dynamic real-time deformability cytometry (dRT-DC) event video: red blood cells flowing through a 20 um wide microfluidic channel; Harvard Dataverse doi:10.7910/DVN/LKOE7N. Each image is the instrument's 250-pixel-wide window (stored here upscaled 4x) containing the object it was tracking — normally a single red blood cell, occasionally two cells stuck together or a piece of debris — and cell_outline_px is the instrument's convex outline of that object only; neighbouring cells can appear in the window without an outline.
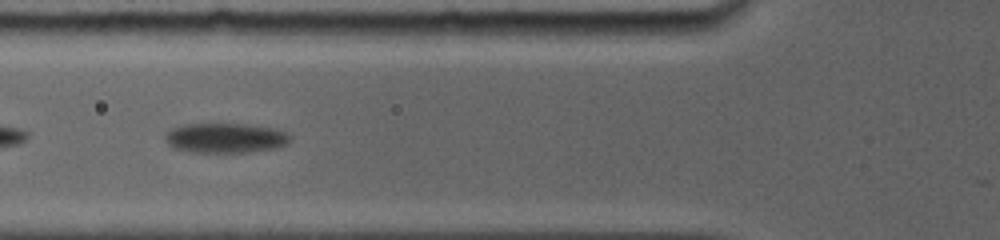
{"species": "common noctule bat (a hibernating species)", "species_latin": "Nyctalus noctula", "temperature_condition": "room temperature", "stored_images_in_passage": 6, "camera_frame_rate_fps": 5000, "um_per_image_px": 0.085, "animal": {"sex": "female", "body_mass_g": 19.0, "forearm_length_mm": 56.7}, "frame": {"image": 1, "passage_image": 3, "time_ms": 0.8, "image_size_px": [1000, 240], "cell_outline_px": [[292, 136], [288, 144], [276, 148], [248, 152], [192, 152], [172, 148], [164, 140], [164, 136], [172, 128], [184, 124], [244, 124], [276, 128]], "centroid_in_image_um": [19.16, 11.73], "position_along_channel_um": 106.6, "area_um2": 21.85}}